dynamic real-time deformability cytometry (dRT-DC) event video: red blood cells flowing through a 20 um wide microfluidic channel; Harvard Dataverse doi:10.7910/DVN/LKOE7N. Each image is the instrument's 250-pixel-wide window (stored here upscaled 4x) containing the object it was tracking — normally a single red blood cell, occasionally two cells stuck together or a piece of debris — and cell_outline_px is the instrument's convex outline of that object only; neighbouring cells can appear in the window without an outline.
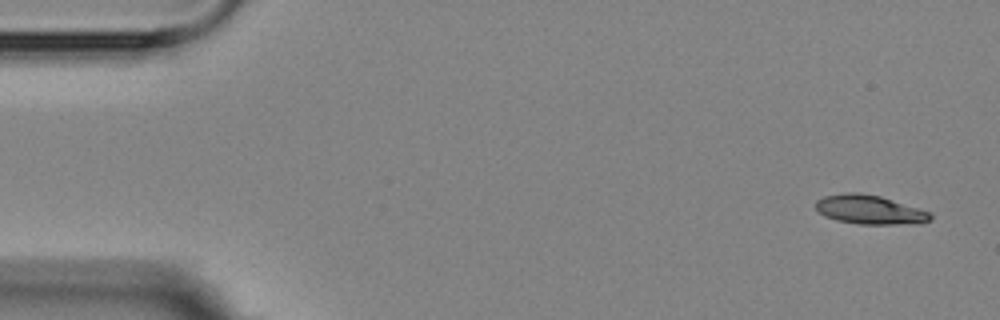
{"species": "Egyptian fruit bat (a non-hibernating species)", "species_latin": "Rousettus aegyptiacus", "temperature_condition": "room temperature", "stored_images_in_passage": 9, "camera_frame_rate_fps": 3000, "um_per_image_px": 0.085, "animal": {"sex": "female"}, "frame": {"image": 1, "passage_image": 1, "time_ms": 0.0, "image_size_px": [1000, 320], "cell_outline_px": [[932, 220], [920, 224], [860, 224], [836, 220], [824, 216], [816, 208], [816, 200], [824, 196], [848, 192], [860, 192], [880, 196], [932, 212]], "centroid_in_image_um": [73.97, 17.83], "position_along_channel_um": 11.0, "area_um2": 19.59}}
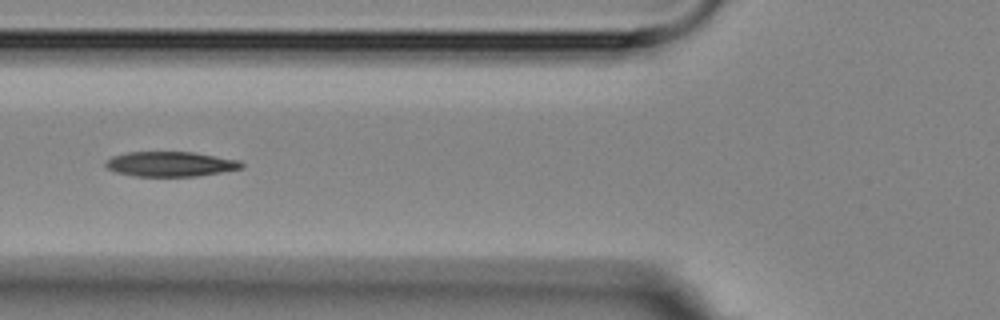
{"frame": {"image": 2, "passage_image": 6, "time_ms": 6.0, "image_size_px": [1000, 320], "cell_outline_px": [[244, 164], [240, 168], [220, 172], [196, 176], [136, 176], [116, 172], [108, 168], [104, 164], [112, 156], [128, 152], [192, 152], [240, 160]], "centroid_in_image_um": [14.48, 13.94], "position_along_channel_um": 111.3, "area_um2": 19.48}}
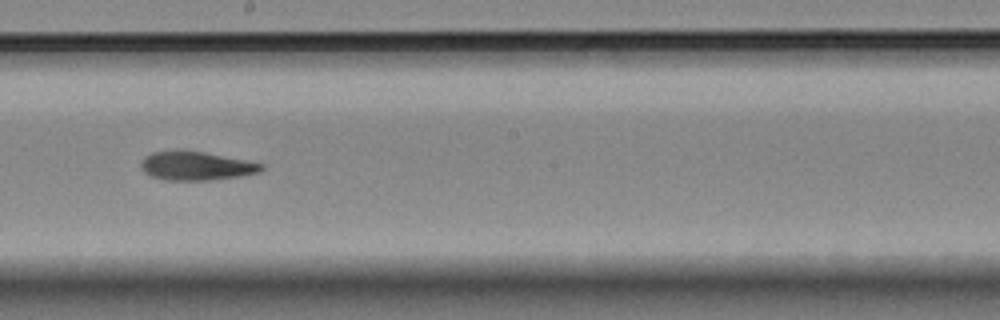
{"frame": {"image": 3, "passage_image": 9, "time_ms": 9.333, "image_size_px": [1000, 320], "cell_outline_px": [[264, 168], [260, 172], [236, 176], [208, 180], [164, 180], [152, 176], [144, 172], [140, 168], [140, 164], [144, 156], [152, 152], [204, 152], [264, 164]], "centroid_in_image_um": [16.64, 14.12], "position_along_channel_um": 231.6, "area_um2": 19.59}}